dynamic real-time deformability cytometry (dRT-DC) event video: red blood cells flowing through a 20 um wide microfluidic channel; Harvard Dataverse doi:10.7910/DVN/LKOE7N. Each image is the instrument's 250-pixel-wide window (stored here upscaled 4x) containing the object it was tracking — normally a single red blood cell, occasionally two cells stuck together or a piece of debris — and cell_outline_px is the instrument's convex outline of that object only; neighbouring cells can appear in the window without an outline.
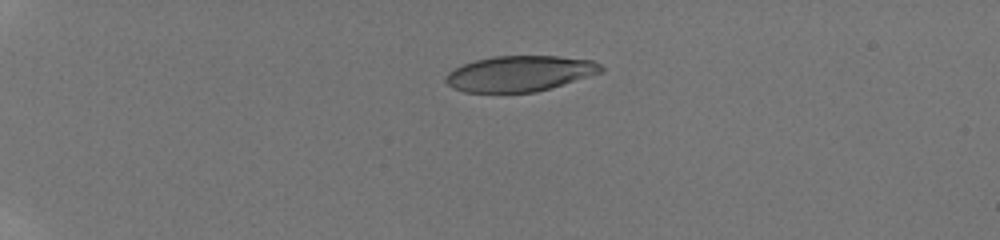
{"species": "human", "species_latin": "Homo sapiens", "temperature_condition": "room temperature", "stored_images_in_passage": 41, "camera_frame_rate_fps": 3000, "um_per_image_px": 0.085, "donor": {"sex": "male"}, "frame": {"image": 1, "passage_image": 1, "time_ms": 0.0, "image_size_px": [1000, 240], "cell_outline_px": [[604, 72], [552, 88], [536, 92], [464, 92], [452, 88], [444, 80], [444, 76], [448, 72], [464, 64], [476, 60], [496, 56], [556, 56], [592, 60], [600, 64], [604, 68]], "centroid_in_image_um": [44.2, 6.26], "position_along_channel_um": 40.8, "area_um2": 32.37}}
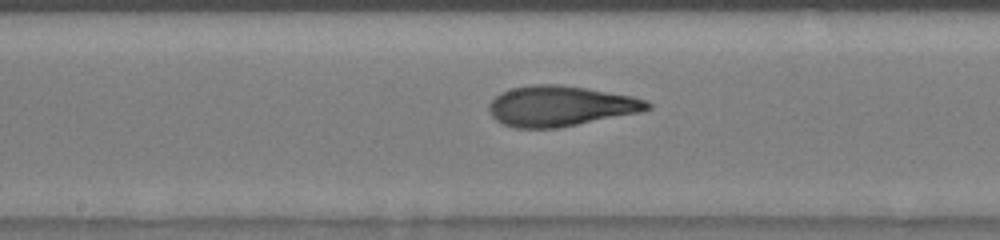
{"frame": {"image": 2, "passage_image": 19, "time_ms": 6.0, "image_size_px": [1000, 240], "cell_outline_px": [[652, 108], [640, 112], [560, 128], [516, 128], [504, 124], [496, 120], [492, 116], [488, 108], [488, 104], [500, 92], [512, 88], [540, 84], [556, 84], [584, 88], [632, 96], [648, 100], [652, 104]], "centroid_in_image_um": [47.65, 9.02], "position_along_channel_um": 200.6, "area_um2": 37.22}}
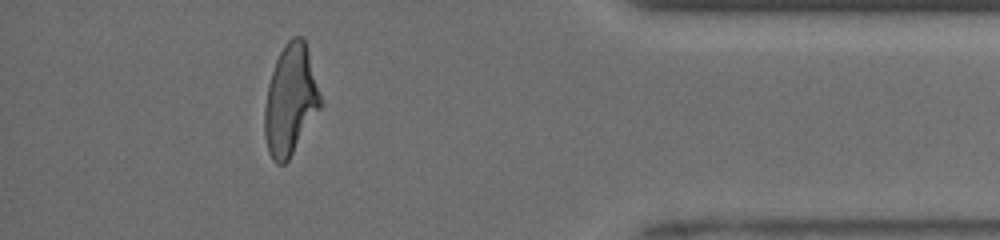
{"frame": {"image": 3, "passage_image": 37, "time_ms": 12.0, "image_size_px": [1000, 240], "cell_outline_px": [[324, 104], [288, 160], [284, 164], [276, 164], [272, 160], [268, 152], [264, 136], [264, 108], [268, 84], [276, 60], [284, 44], [292, 36], [300, 36], [304, 40], [308, 48]], "centroid_in_image_um": [24.7, 8.51], "position_along_channel_um": 410.5, "area_um2": 36.36}, "authors_computed_cell_mechanics": {"area_um2": 36.125, "velocity_mm_per_s": 3.9547, "shape_relaxation_time_tau1_ms": 4.81, "shape_relaxation_time_tau2_ms": 1.1421, "deformation_change_tau1": 0.2278, "deformation_change_tau2": 0.092}}